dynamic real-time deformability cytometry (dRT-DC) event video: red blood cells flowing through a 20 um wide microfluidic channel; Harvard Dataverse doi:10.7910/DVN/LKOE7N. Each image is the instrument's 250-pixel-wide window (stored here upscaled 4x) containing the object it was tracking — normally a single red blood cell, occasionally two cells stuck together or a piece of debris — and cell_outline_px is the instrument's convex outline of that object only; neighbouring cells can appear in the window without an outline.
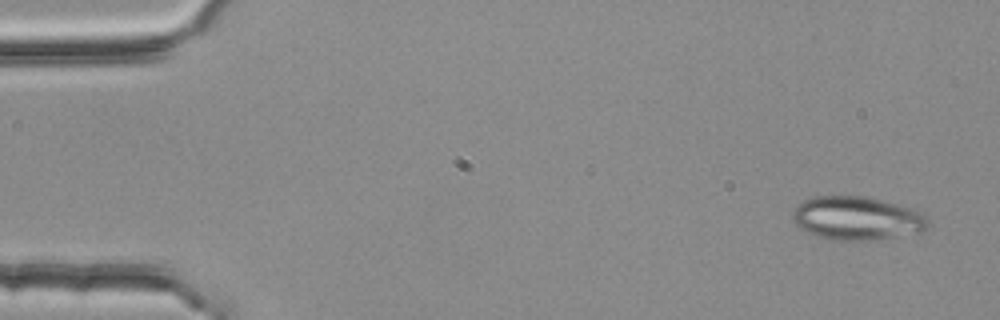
{"species": "common noctule bat (a hibernating species)", "species_latin": "Nyctalus noctula", "temperature_condition": "room temperature", "stored_images_in_passage": 4, "camera_frame_rate_fps": 3000, "um_per_image_px": 0.085, "animal": {"sex": "female", "body_mass_g": 25.1}, "frame": {"image": 1, "passage_image": 1, "time_ms": 0.0, "image_size_px": [1000, 320], "cell_outline_px": [[928, 224], [920, 232], [872, 240], [836, 240], [820, 236], [808, 232], [800, 228], [796, 224], [792, 216], [792, 212], [796, 204], [812, 196], [868, 196], [912, 208], [920, 212], [928, 220]], "centroid_in_image_um": [72.81, 18.53], "position_along_channel_um": 12.2, "area_um2": 34.16}}